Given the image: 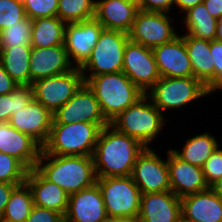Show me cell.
<instances>
[{
    "label": "cell",
    "mask_w": 222,
    "mask_h": 222,
    "mask_svg": "<svg viewBox=\"0 0 222 222\" xmlns=\"http://www.w3.org/2000/svg\"><path fill=\"white\" fill-rule=\"evenodd\" d=\"M145 146L110 124L103 127L93 153L97 178L132 175L137 157Z\"/></svg>",
    "instance_id": "1"
},
{
    "label": "cell",
    "mask_w": 222,
    "mask_h": 222,
    "mask_svg": "<svg viewBox=\"0 0 222 222\" xmlns=\"http://www.w3.org/2000/svg\"><path fill=\"white\" fill-rule=\"evenodd\" d=\"M35 169L69 195L97 181L93 156H59L41 151Z\"/></svg>",
    "instance_id": "2"
},
{
    "label": "cell",
    "mask_w": 222,
    "mask_h": 222,
    "mask_svg": "<svg viewBox=\"0 0 222 222\" xmlns=\"http://www.w3.org/2000/svg\"><path fill=\"white\" fill-rule=\"evenodd\" d=\"M86 83L109 123L145 94L122 71L93 76Z\"/></svg>",
    "instance_id": "3"
},
{
    "label": "cell",
    "mask_w": 222,
    "mask_h": 222,
    "mask_svg": "<svg viewBox=\"0 0 222 222\" xmlns=\"http://www.w3.org/2000/svg\"><path fill=\"white\" fill-rule=\"evenodd\" d=\"M107 125L89 122L52 124L42 151L59 156H93L100 131Z\"/></svg>",
    "instance_id": "4"
},
{
    "label": "cell",
    "mask_w": 222,
    "mask_h": 222,
    "mask_svg": "<svg viewBox=\"0 0 222 222\" xmlns=\"http://www.w3.org/2000/svg\"><path fill=\"white\" fill-rule=\"evenodd\" d=\"M164 123L162 112L144 94L111 121L110 125L118 132L132 137L146 148H150V142L152 143L157 138Z\"/></svg>",
    "instance_id": "5"
},
{
    "label": "cell",
    "mask_w": 222,
    "mask_h": 222,
    "mask_svg": "<svg viewBox=\"0 0 222 222\" xmlns=\"http://www.w3.org/2000/svg\"><path fill=\"white\" fill-rule=\"evenodd\" d=\"M128 41L126 32L103 29L91 51V56L80 67L85 83L93 76L122 71ZM86 72L90 74L86 75Z\"/></svg>",
    "instance_id": "6"
},
{
    "label": "cell",
    "mask_w": 222,
    "mask_h": 222,
    "mask_svg": "<svg viewBox=\"0 0 222 222\" xmlns=\"http://www.w3.org/2000/svg\"><path fill=\"white\" fill-rule=\"evenodd\" d=\"M108 217L137 219L141 191L132 176L97 178Z\"/></svg>",
    "instance_id": "7"
},
{
    "label": "cell",
    "mask_w": 222,
    "mask_h": 222,
    "mask_svg": "<svg viewBox=\"0 0 222 222\" xmlns=\"http://www.w3.org/2000/svg\"><path fill=\"white\" fill-rule=\"evenodd\" d=\"M211 92L195 77H161L145 93L159 111L181 108Z\"/></svg>",
    "instance_id": "8"
},
{
    "label": "cell",
    "mask_w": 222,
    "mask_h": 222,
    "mask_svg": "<svg viewBox=\"0 0 222 222\" xmlns=\"http://www.w3.org/2000/svg\"><path fill=\"white\" fill-rule=\"evenodd\" d=\"M85 83L84 76L79 67L47 78L34 81V100L40 102L52 114L65 105Z\"/></svg>",
    "instance_id": "9"
},
{
    "label": "cell",
    "mask_w": 222,
    "mask_h": 222,
    "mask_svg": "<svg viewBox=\"0 0 222 222\" xmlns=\"http://www.w3.org/2000/svg\"><path fill=\"white\" fill-rule=\"evenodd\" d=\"M173 28L167 13L139 9L128 32V37L129 41L133 43L153 49L178 36L177 31Z\"/></svg>",
    "instance_id": "10"
},
{
    "label": "cell",
    "mask_w": 222,
    "mask_h": 222,
    "mask_svg": "<svg viewBox=\"0 0 222 222\" xmlns=\"http://www.w3.org/2000/svg\"><path fill=\"white\" fill-rule=\"evenodd\" d=\"M122 72L144 93L161 78L151 48L128 41Z\"/></svg>",
    "instance_id": "11"
},
{
    "label": "cell",
    "mask_w": 222,
    "mask_h": 222,
    "mask_svg": "<svg viewBox=\"0 0 222 222\" xmlns=\"http://www.w3.org/2000/svg\"><path fill=\"white\" fill-rule=\"evenodd\" d=\"M151 148H145L137 157L131 175L141 194L171 190L167 160H162Z\"/></svg>",
    "instance_id": "12"
},
{
    "label": "cell",
    "mask_w": 222,
    "mask_h": 222,
    "mask_svg": "<svg viewBox=\"0 0 222 222\" xmlns=\"http://www.w3.org/2000/svg\"><path fill=\"white\" fill-rule=\"evenodd\" d=\"M89 122L110 124L103 116L93 90L84 83L77 93L54 114L52 124Z\"/></svg>",
    "instance_id": "13"
},
{
    "label": "cell",
    "mask_w": 222,
    "mask_h": 222,
    "mask_svg": "<svg viewBox=\"0 0 222 222\" xmlns=\"http://www.w3.org/2000/svg\"><path fill=\"white\" fill-rule=\"evenodd\" d=\"M103 29V26L95 18L66 24L64 47L70 61L74 60L75 67L80 68L91 56V51L97 44Z\"/></svg>",
    "instance_id": "14"
},
{
    "label": "cell",
    "mask_w": 222,
    "mask_h": 222,
    "mask_svg": "<svg viewBox=\"0 0 222 222\" xmlns=\"http://www.w3.org/2000/svg\"><path fill=\"white\" fill-rule=\"evenodd\" d=\"M167 155L171 191L177 197L182 198L209 189L202 167L181 160L171 149Z\"/></svg>",
    "instance_id": "15"
},
{
    "label": "cell",
    "mask_w": 222,
    "mask_h": 222,
    "mask_svg": "<svg viewBox=\"0 0 222 222\" xmlns=\"http://www.w3.org/2000/svg\"><path fill=\"white\" fill-rule=\"evenodd\" d=\"M52 121L53 114L40 102L33 100L16 114L11 115L8 123L43 147L50 135Z\"/></svg>",
    "instance_id": "16"
},
{
    "label": "cell",
    "mask_w": 222,
    "mask_h": 222,
    "mask_svg": "<svg viewBox=\"0 0 222 222\" xmlns=\"http://www.w3.org/2000/svg\"><path fill=\"white\" fill-rule=\"evenodd\" d=\"M107 217L97 183L69 195L64 222H101Z\"/></svg>",
    "instance_id": "17"
},
{
    "label": "cell",
    "mask_w": 222,
    "mask_h": 222,
    "mask_svg": "<svg viewBox=\"0 0 222 222\" xmlns=\"http://www.w3.org/2000/svg\"><path fill=\"white\" fill-rule=\"evenodd\" d=\"M160 77H192L193 69L183 37L152 49Z\"/></svg>",
    "instance_id": "18"
},
{
    "label": "cell",
    "mask_w": 222,
    "mask_h": 222,
    "mask_svg": "<svg viewBox=\"0 0 222 222\" xmlns=\"http://www.w3.org/2000/svg\"><path fill=\"white\" fill-rule=\"evenodd\" d=\"M181 198L171 190L141 195L138 222H180Z\"/></svg>",
    "instance_id": "19"
},
{
    "label": "cell",
    "mask_w": 222,
    "mask_h": 222,
    "mask_svg": "<svg viewBox=\"0 0 222 222\" xmlns=\"http://www.w3.org/2000/svg\"><path fill=\"white\" fill-rule=\"evenodd\" d=\"M42 147L8 122H0V152L18 159L28 170L36 167Z\"/></svg>",
    "instance_id": "20"
},
{
    "label": "cell",
    "mask_w": 222,
    "mask_h": 222,
    "mask_svg": "<svg viewBox=\"0 0 222 222\" xmlns=\"http://www.w3.org/2000/svg\"><path fill=\"white\" fill-rule=\"evenodd\" d=\"M29 64L30 85L36 80L63 74L75 67L64 45L48 48L32 47Z\"/></svg>",
    "instance_id": "21"
},
{
    "label": "cell",
    "mask_w": 222,
    "mask_h": 222,
    "mask_svg": "<svg viewBox=\"0 0 222 222\" xmlns=\"http://www.w3.org/2000/svg\"><path fill=\"white\" fill-rule=\"evenodd\" d=\"M182 219L189 222H222V199L210 188L181 198Z\"/></svg>",
    "instance_id": "22"
},
{
    "label": "cell",
    "mask_w": 222,
    "mask_h": 222,
    "mask_svg": "<svg viewBox=\"0 0 222 222\" xmlns=\"http://www.w3.org/2000/svg\"><path fill=\"white\" fill-rule=\"evenodd\" d=\"M25 182L31 189L35 206L53 210L64 217L69 200L65 190L45 179L35 168L28 170Z\"/></svg>",
    "instance_id": "23"
},
{
    "label": "cell",
    "mask_w": 222,
    "mask_h": 222,
    "mask_svg": "<svg viewBox=\"0 0 222 222\" xmlns=\"http://www.w3.org/2000/svg\"><path fill=\"white\" fill-rule=\"evenodd\" d=\"M138 6L125 0H99L95 5V19L107 30L128 33Z\"/></svg>",
    "instance_id": "24"
},
{
    "label": "cell",
    "mask_w": 222,
    "mask_h": 222,
    "mask_svg": "<svg viewBox=\"0 0 222 222\" xmlns=\"http://www.w3.org/2000/svg\"><path fill=\"white\" fill-rule=\"evenodd\" d=\"M191 61L193 77L200 80L212 93L214 92V62L210 52V41L181 35Z\"/></svg>",
    "instance_id": "25"
},
{
    "label": "cell",
    "mask_w": 222,
    "mask_h": 222,
    "mask_svg": "<svg viewBox=\"0 0 222 222\" xmlns=\"http://www.w3.org/2000/svg\"><path fill=\"white\" fill-rule=\"evenodd\" d=\"M31 45L0 48V63L19 85H30Z\"/></svg>",
    "instance_id": "26"
},
{
    "label": "cell",
    "mask_w": 222,
    "mask_h": 222,
    "mask_svg": "<svg viewBox=\"0 0 222 222\" xmlns=\"http://www.w3.org/2000/svg\"><path fill=\"white\" fill-rule=\"evenodd\" d=\"M65 27L66 23L57 16L32 20L31 47L64 45Z\"/></svg>",
    "instance_id": "27"
},
{
    "label": "cell",
    "mask_w": 222,
    "mask_h": 222,
    "mask_svg": "<svg viewBox=\"0 0 222 222\" xmlns=\"http://www.w3.org/2000/svg\"><path fill=\"white\" fill-rule=\"evenodd\" d=\"M218 147L219 144L215 137L206 132L187 139L182 152L176 149H171V151L181 160L203 167L207 159Z\"/></svg>",
    "instance_id": "28"
},
{
    "label": "cell",
    "mask_w": 222,
    "mask_h": 222,
    "mask_svg": "<svg viewBox=\"0 0 222 222\" xmlns=\"http://www.w3.org/2000/svg\"><path fill=\"white\" fill-rule=\"evenodd\" d=\"M184 19L186 34L209 41L215 40L217 19L210 15L204 3L188 9Z\"/></svg>",
    "instance_id": "29"
},
{
    "label": "cell",
    "mask_w": 222,
    "mask_h": 222,
    "mask_svg": "<svg viewBox=\"0 0 222 222\" xmlns=\"http://www.w3.org/2000/svg\"><path fill=\"white\" fill-rule=\"evenodd\" d=\"M34 206L33 195L26 182L17 185L10 194L5 211L0 220H12L25 222L32 207Z\"/></svg>",
    "instance_id": "30"
},
{
    "label": "cell",
    "mask_w": 222,
    "mask_h": 222,
    "mask_svg": "<svg viewBox=\"0 0 222 222\" xmlns=\"http://www.w3.org/2000/svg\"><path fill=\"white\" fill-rule=\"evenodd\" d=\"M95 0H59L57 17L64 23H77L94 19Z\"/></svg>",
    "instance_id": "31"
},
{
    "label": "cell",
    "mask_w": 222,
    "mask_h": 222,
    "mask_svg": "<svg viewBox=\"0 0 222 222\" xmlns=\"http://www.w3.org/2000/svg\"><path fill=\"white\" fill-rule=\"evenodd\" d=\"M33 100L31 85H18L11 93L0 95V122H8L11 115Z\"/></svg>",
    "instance_id": "32"
},
{
    "label": "cell",
    "mask_w": 222,
    "mask_h": 222,
    "mask_svg": "<svg viewBox=\"0 0 222 222\" xmlns=\"http://www.w3.org/2000/svg\"><path fill=\"white\" fill-rule=\"evenodd\" d=\"M32 19L26 17L0 31V48H11L31 44Z\"/></svg>",
    "instance_id": "33"
},
{
    "label": "cell",
    "mask_w": 222,
    "mask_h": 222,
    "mask_svg": "<svg viewBox=\"0 0 222 222\" xmlns=\"http://www.w3.org/2000/svg\"><path fill=\"white\" fill-rule=\"evenodd\" d=\"M28 169L16 158L0 152V182L23 184Z\"/></svg>",
    "instance_id": "34"
},
{
    "label": "cell",
    "mask_w": 222,
    "mask_h": 222,
    "mask_svg": "<svg viewBox=\"0 0 222 222\" xmlns=\"http://www.w3.org/2000/svg\"><path fill=\"white\" fill-rule=\"evenodd\" d=\"M25 18L22 0H0V31Z\"/></svg>",
    "instance_id": "35"
},
{
    "label": "cell",
    "mask_w": 222,
    "mask_h": 222,
    "mask_svg": "<svg viewBox=\"0 0 222 222\" xmlns=\"http://www.w3.org/2000/svg\"><path fill=\"white\" fill-rule=\"evenodd\" d=\"M26 17L34 20L43 17H56L59 0H22Z\"/></svg>",
    "instance_id": "36"
},
{
    "label": "cell",
    "mask_w": 222,
    "mask_h": 222,
    "mask_svg": "<svg viewBox=\"0 0 222 222\" xmlns=\"http://www.w3.org/2000/svg\"><path fill=\"white\" fill-rule=\"evenodd\" d=\"M202 169L209 186L222 178V149L218 147L207 159Z\"/></svg>",
    "instance_id": "37"
},
{
    "label": "cell",
    "mask_w": 222,
    "mask_h": 222,
    "mask_svg": "<svg viewBox=\"0 0 222 222\" xmlns=\"http://www.w3.org/2000/svg\"><path fill=\"white\" fill-rule=\"evenodd\" d=\"M210 52L214 62V91L222 89V43L210 41Z\"/></svg>",
    "instance_id": "38"
},
{
    "label": "cell",
    "mask_w": 222,
    "mask_h": 222,
    "mask_svg": "<svg viewBox=\"0 0 222 222\" xmlns=\"http://www.w3.org/2000/svg\"><path fill=\"white\" fill-rule=\"evenodd\" d=\"M25 222H64V217L53 210L34 205Z\"/></svg>",
    "instance_id": "39"
},
{
    "label": "cell",
    "mask_w": 222,
    "mask_h": 222,
    "mask_svg": "<svg viewBox=\"0 0 222 222\" xmlns=\"http://www.w3.org/2000/svg\"><path fill=\"white\" fill-rule=\"evenodd\" d=\"M174 0H140L139 9L148 12L169 13Z\"/></svg>",
    "instance_id": "40"
},
{
    "label": "cell",
    "mask_w": 222,
    "mask_h": 222,
    "mask_svg": "<svg viewBox=\"0 0 222 222\" xmlns=\"http://www.w3.org/2000/svg\"><path fill=\"white\" fill-rule=\"evenodd\" d=\"M18 85L0 63V95L11 93Z\"/></svg>",
    "instance_id": "41"
},
{
    "label": "cell",
    "mask_w": 222,
    "mask_h": 222,
    "mask_svg": "<svg viewBox=\"0 0 222 222\" xmlns=\"http://www.w3.org/2000/svg\"><path fill=\"white\" fill-rule=\"evenodd\" d=\"M20 184L0 182V218L2 217L13 189Z\"/></svg>",
    "instance_id": "42"
},
{
    "label": "cell",
    "mask_w": 222,
    "mask_h": 222,
    "mask_svg": "<svg viewBox=\"0 0 222 222\" xmlns=\"http://www.w3.org/2000/svg\"><path fill=\"white\" fill-rule=\"evenodd\" d=\"M203 3L210 15L215 19L222 15V0H203Z\"/></svg>",
    "instance_id": "43"
},
{
    "label": "cell",
    "mask_w": 222,
    "mask_h": 222,
    "mask_svg": "<svg viewBox=\"0 0 222 222\" xmlns=\"http://www.w3.org/2000/svg\"><path fill=\"white\" fill-rule=\"evenodd\" d=\"M200 3H203V0H174V5L176 4L183 12Z\"/></svg>",
    "instance_id": "44"
},
{
    "label": "cell",
    "mask_w": 222,
    "mask_h": 222,
    "mask_svg": "<svg viewBox=\"0 0 222 222\" xmlns=\"http://www.w3.org/2000/svg\"><path fill=\"white\" fill-rule=\"evenodd\" d=\"M209 188L220 198L222 199V178L218 179L212 183Z\"/></svg>",
    "instance_id": "45"
},
{
    "label": "cell",
    "mask_w": 222,
    "mask_h": 222,
    "mask_svg": "<svg viewBox=\"0 0 222 222\" xmlns=\"http://www.w3.org/2000/svg\"><path fill=\"white\" fill-rule=\"evenodd\" d=\"M215 40L222 43V15L217 19Z\"/></svg>",
    "instance_id": "46"
},
{
    "label": "cell",
    "mask_w": 222,
    "mask_h": 222,
    "mask_svg": "<svg viewBox=\"0 0 222 222\" xmlns=\"http://www.w3.org/2000/svg\"><path fill=\"white\" fill-rule=\"evenodd\" d=\"M117 222H138L137 219H118Z\"/></svg>",
    "instance_id": "47"
},
{
    "label": "cell",
    "mask_w": 222,
    "mask_h": 222,
    "mask_svg": "<svg viewBox=\"0 0 222 222\" xmlns=\"http://www.w3.org/2000/svg\"><path fill=\"white\" fill-rule=\"evenodd\" d=\"M101 222H117V218L107 217Z\"/></svg>",
    "instance_id": "48"
},
{
    "label": "cell",
    "mask_w": 222,
    "mask_h": 222,
    "mask_svg": "<svg viewBox=\"0 0 222 222\" xmlns=\"http://www.w3.org/2000/svg\"><path fill=\"white\" fill-rule=\"evenodd\" d=\"M125 1L131 2L139 7L140 0H125Z\"/></svg>",
    "instance_id": "49"
},
{
    "label": "cell",
    "mask_w": 222,
    "mask_h": 222,
    "mask_svg": "<svg viewBox=\"0 0 222 222\" xmlns=\"http://www.w3.org/2000/svg\"><path fill=\"white\" fill-rule=\"evenodd\" d=\"M0 222H15V221H12V220H0Z\"/></svg>",
    "instance_id": "50"
},
{
    "label": "cell",
    "mask_w": 222,
    "mask_h": 222,
    "mask_svg": "<svg viewBox=\"0 0 222 222\" xmlns=\"http://www.w3.org/2000/svg\"><path fill=\"white\" fill-rule=\"evenodd\" d=\"M180 222H189V221H186V220L181 218Z\"/></svg>",
    "instance_id": "51"
}]
</instances>
